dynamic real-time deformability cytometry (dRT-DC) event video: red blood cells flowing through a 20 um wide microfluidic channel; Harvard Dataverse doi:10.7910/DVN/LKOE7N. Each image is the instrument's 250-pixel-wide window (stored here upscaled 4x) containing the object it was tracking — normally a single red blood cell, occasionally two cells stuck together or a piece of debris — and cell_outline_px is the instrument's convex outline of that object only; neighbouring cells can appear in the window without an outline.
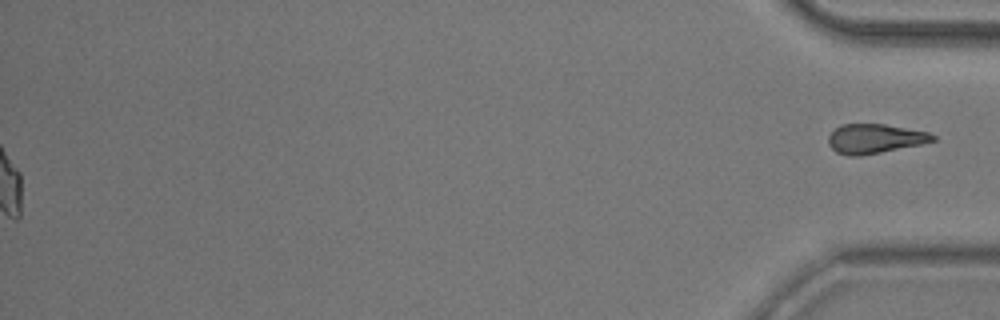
{"species": "common noctule bat (a hibernating species)", "species_latin": "Nyctalus noctula", "temperature_condition": "room temperature", "stored_images_in_passage": 54, "segment_of_instrument_passage": [2, 2], "camera_frame_rate_fps": 3000, "um_per_image_px": 0.085, "animal": {"sex": "male", "body_mass_g": 20.5, "forearm_length_mm": 52.5}, "frame": {"image": 1, "passage_image": 54, "time_ms": 17.667, "image_size_px": [1000, 320], "cell_outline_px": [[936, 140], [924, 144], [860, 156], [848, 156], [836, 152], [828, 144], [828, 136], [840, 124], [884, 124], [928, 132], [936, 136]], "centroid_in_image_um": [74.36, 11.79], "position_along_channel_um": 360.8, "area_um2": 17.98}}